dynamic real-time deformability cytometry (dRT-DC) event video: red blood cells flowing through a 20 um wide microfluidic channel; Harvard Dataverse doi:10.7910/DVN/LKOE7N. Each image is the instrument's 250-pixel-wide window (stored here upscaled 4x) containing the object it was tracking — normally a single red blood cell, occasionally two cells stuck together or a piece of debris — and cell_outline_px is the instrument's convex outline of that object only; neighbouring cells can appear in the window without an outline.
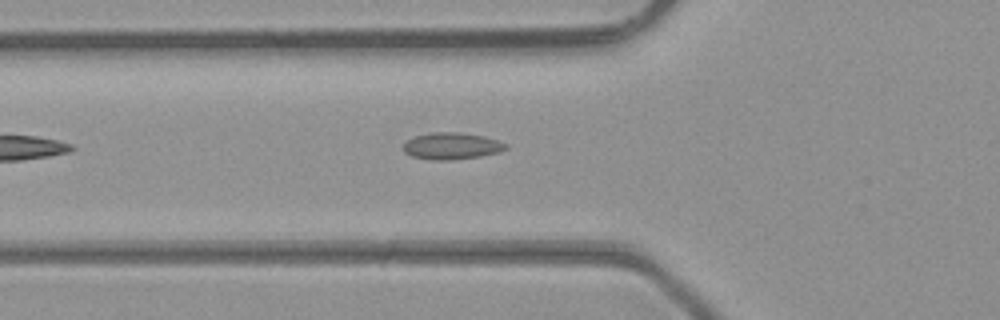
{"species": "common noctule bat (a hibernating species)", "species_latin": "Nyctalus noctula", "temperature_condition": "room temperature", "stored_images_in_passage": 4, "camera_frame_rate_fps": 3000, "um_per_image_px": 0.085, "animal": {"sex": "male", "body_mass_g": 23.1, "forearm_length_mm": 52.7}, "frame": {"image": 1, "passage_image": 4, "time_ms": 1.0, "image_size_px": [1000, 320], "cell_outline_px": [[508, 148], [500, 152], [480, 156], [452, 160], [432, 160], [412, 156], [404, 152], [400, 148], [408, 140], [416, 136], [436, 132], [456, 132], [484, 136], [508, 144]], "centroid_in_image_um": [38.39, 12.42], "position_along_channel_um": 87.4, "area_um2": 15.95}}